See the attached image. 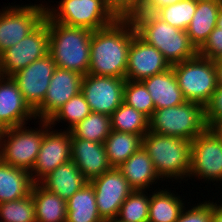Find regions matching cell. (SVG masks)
Here are the masks:
<instances>
[{
	"mask_svg": "<svg viewBox=\"0 0 222 222\" xmlns=\"http://www.w3.org/2000/svg\"><path fill=\"white\" fill-rule=\"evenodd\" d=\"M222 2H197V9L186 30L191 43L198 50L216 27L217 16Z\"/></svg>",
	"mask_w": 222,
	"mask_h": 222,
	"instance_id": "obj_25",
	"label": "cell"
},
{
	"mask_svg": "<svg viewBox=\"0 0 222 222\" xmlns=\"http://www.w3.org/2000/svg\"><path fill=\"white\" fill-rule=\"evenodd\" d=\"M36 120L34 111L24 100L12 77L0 75V123L5 129L26 125Z\"/></svg>",
	"mask_w": 222,
	"mask_h": 222,
	"instance_id": "obj_18",
	"label": "cell"
},
{
	"mask_svg": "<svg viewBox=\"0 0 222 222\" xmlns=\"http://www.w3.org/2000/svg\"><path fill=\"white\" fill-rule=\"evenodd\" d=\"M30 173L0 159V203L22 199L31 192Z\"/></svg>",
	"mask_w": 222,
	"mask_h": 222,
	"instance_id": "obj_23",
	"label": "cell"
},
{
	"mask_svg": "<svg viewBox=\"0 0 222 222\" xmlns=\"http://www.w3.org/2000/svg\"><path fill=\"white\" fill-rule=\"evenodd\" d=\"M103 222H123V221L119 220V219L116 217V218H111V219L104 220Z\"/></svg>",
	"mask_w": 222,
	"mask_h": 222,
	"instance_id": "obj_46",
	"label": "cell"
},
{
	"mask_svg": "<svg viewBox=\"0 0 222 222\" xmlns=\"http://www.w3.org/2000/svg\"><path fill=\"white\" fill-rule=\"evenodd\" d=\"M56 8L46 7V14L57 23L98 30L112 24L118 16L106 0H61Z\"/></svg>",
	"mask_w": 222,
	"mask_h": 222,
	"instance_id": "obj_7",
	"label": "cell"
},
{
	"mask_svg": "<svg viewBox=\"0 0 222 222\" xmlns=\"http://www.w3.org/2000/svg\"><path fill=\"white\" fill-rule=\"evenodd\" d=\"M210 222H222V204L213 203V214Z\"/></svg>",
	"mask_w": 222,
	"mask_h": 222,
	"instance_id": "obj_41",
	"label": "cell"
},
{
	"mask_svg": "<svg viewBox=\"0 0 222 222\" xmlns=\"http://www.w3.org/2000/svg\"><path fill=\"white\" fill-rule=\"evenodd\" d=\"M179 1L182 0H142L138 10L133 14H155L161 8Z\"/></svg>",
	"mask_w": 222,
	"mask_h": 222,
	"instance_id": "obj_40",
	"label": "cell"
},
{
	"mask_svg": "<svg viewBox=\"0 0 222 222\" xmlns=\"http://www.w3.org/2000/svg\"><path fill=\"white\" fill-rule=\"evenodd\" d=\"M142 138L141 135L111 130L110 135L104 142L108 162L111 167H119L138 151L142 147Z\"/></svg>",
	"mask_w": 222,
	"mask_h": 222,
	"instance_id": "obj_28",
	"label": "cell"
},
{
	"mask_svg": "<svg viewBox=\"0 0 222 222\" xmlns=\"http://www.w3.org/2000/svg\"><path fill=\"white\" fill-rule=\"evenodd\" d=\"M5 128L3 127V125L0 123V141H1V139H2V137H3V135H4V132H5Z\"/></svg>",
	"mask_w": 222,
	"mask_h": 222,
	"instance_id": "obj_45",
	"label": "cell"
},
{
	"mask_svg": "<svg viewBox=\"0 0 222 222\" xmlns=\"http://www.w3.org/2000/svg\"><path fill=\"white\" fill-rule=\"evenodd\" d=\"M191 176L222 181V141L209 127L191 141Z\"/></svg>",
	"mask_w": 222,
	"mask_h": 222,
	"instance_id": "obj_11",
	"label": "cell"
},
{
	"mask_svg": "<svg viewBox=\"0 0 222 222\" xmlns=\"http://www.w3.org/2000/svg\"><path fill=\"white\" fill-rule=\"evenodd\" d=\"M136 29L129 17L92 32L88 74L125 78L128 51Z\"/></svg>",
	"mask_w": 222,
	"mask_h": 222,
	"instance_id": "obj_1",
	"label": "cell"
},
{
	"mask_svg": "<svg viewBox=\"0 0 222 222\" xmlns=\"http://www.w3.org/2000/svg\"><path fill=\"white\" fill-rule=\"evenodd\" d=\"M147 194L146 190H133L122 203L117 218L123 222H148L150 194Z\"/></svg>",
	"mask_w": 222,
	"mask_h": 222,
	"instance_id": "obj_31",
	"label": "cell"
},
{
	"mask_svg": "<svg viewBox=\"0 0 222 222\" xmlns=\"http://www.w3.org/2000/svg\"><path fill=\"white\" fill-rule=\"evenodd\" d=\"M66 222H103L100 217L95 191L88 182L66 201Z\"/></svg>",
	"mask_w": 222,
	"mask_h": 222,
	"instance_id": "obj_26",
	"label": "cell"
},
{
	"mask_svg": "<svg viewBox=\"0 0 222 222\" xmlns=\"http://www.w3.org/2000/svg\"><path fill=\"white\" fill-rule=\"evenodd\" d=\"M214 66L216 69L217 86H222V59L215 60Z\"/></svg>",
	"mask_w": 222,
	"mask_h": 222,
	"instance_id": "obj_43",
	"label": "cell"
},
{
	"mask_svg": "<svg viewBox=\"0 0 222 222\" xmlns=\"http://www.w3.org/2000/svg\"><path fill=\"white\" fill-rule=\"evenodd\" d=\"M71 160L88 182L112 168L104 143L79 138H71Z\"/></svg>",
	"mask_w": 222,
	"mask_h": 222,
	"instance_id": "obj_19",
	"label": "cell"
},
{
	"mask_svg": "<svg viewBox=\"0 0 222 222\" xmlns=\"http://www.w3.org/2000/svg\"><path fill=\"white\" fill-rule=\"evenodd\" d=\"M125 82V78L86 74L82 78L81 93L91 112L111 116L123 103Z\"/></svg>",
	"mask_w": 222,
	"mask_h": 222,
	"instance_id": "obj_12",
	"label": "cell"
},
{
	"mask_svg": "<svg viewBox=\"0 0 222 222\" xmlns=\"http://www.w3.org/2000/svg\"><path fill=\"white\" fill-rule=\"evenodd\" d=\"M169 68L171 65L156 47L147 44L137 34L133 37L128 51L126 80L142 81Z\"/></svg>",
	"mask_w": 222,
	"mask_h": 222,
	"instance_id": "obj_16",
	"label": "cell"
},
{
	"mask_svg": "<svg viewBox=\"0 0 222 222\" xmlns=\"http://www.w3.org/2000/svg\"><path fill=\"white\" fill-rule=\"evenodd\" d=\"M69 131L71 133V138L104 143L111 132L110 116L91 112L85 119L77 123Z\"/></svg>",
	"mask_w": 222,
	"mask_h": 222,
	"instance_id": "obj_30",
	"label": "cell"
},
{
	"mask_svg": "<svg viewBox=\"0 0 222 222\" xmlns=\"http://www.w3.org/2000/svg\"><path fill=\"white\" fill-rule=\"evenodd\" d=\"M207 128L205 107L195 102L157 109L149 118V131L190 141Z\"/></svg>",
	"mask_w": 222,
	"mask_h": 222,
	"instance_id": "obj_5",
	"label": "cell"
},
{
	"mask_svg": "<svg viewBox=\"0 0 222 222\" xmlns=\"http://www.w3.org/2000/svg\"><path fill=\"white\" fill-rule=\"evenodd\" d=\"M150 195L148 222H176L185 207L180 195L166 189H156Z\"/></svg>",
	"mask_w": 222,
	"mask_h": 222,
	"instance_id": "obj_27",
	"label": "cell"
},
{
	"mask_svg": "<svg viewBox=\"0 0 222 222\" xmlns=\"http://www.w3.org/2000/svg\"><path fill=\"white\" fill-rule=\"evenodd\" d=\"M210 130L214 132L222 141V118L215 120L210 126Z\"/></svg>",
	"mask_w": 222,
	"mask_h": 222,
	"instance_id": "obj_42",
	"label": "cell"
},
{
	"mask_svg": "<svg viewBox=\"0 0 222 222\" xmlns=\"http://www.w3.org/2000/svg\"><path fill=\"white\" fill-rule=\"evenodd\" d=\"M47 54H49V31L47 22L43 20L24 39L0 55V75L11 77Z\"/></svg>",
	"mask_w": 222,
	"mask_h": 222,
	"instance_id": "obj_9",
	"label": "cell"
},
{
	"mask_svg": "<svg viewBox=\"0 0 222 222\" xmlns=\"http://www.w3.org/2000/svg\"><path fill=\"white\" fill-rule=\"evenodd\" d=\"M148 90L155 110L181 105L186 99L171 68L141 81Z\"/></svg>",
	"mask_w": 222,
	"mask_h": 222,
	"instance_id": "obj_20",
	"label": "cell"
},
{
	"mask_svg": "<svg viewBox=\"0 0 222 222\" xmlns=\"http://www.w3.org/2000/svg\"><path fill=\"white\" fill-rule=\"evenodd\" d=\"M191 209L184 207L176 222H210L213 214V202L204 201ZM186 210V211H185ZM185 211V212H184Z\"/></svg>",
	"mask_w": 222,
	"mask_h": 222,
	"instance_id": "obj_36",
	"label": "cell"
},
{
	"mask_svg": "<svg viewBox=\"0 0 222 222\" xmlns=\"http://www.w3.org/2000/svg\"><path fill=\"white\" fill-rule=\"evenodd\" d=\"M38 122H41L42 126L39 130L27 129L25 125L5 130L0 141V159L4 163L31 172L41 148L45 129L50 125L45 120Z\"/></svg>",
	"mask_w": 222,
	"mask_h": 222,
	"instance_id": "obj_8",
	"label": "cell"
},
{
	"mask_svg": "<svg viewBox=\"0 0 222 222\" xmlns=\"http://www.w3.org/2000/svg\"><path fill=\"white\" fill-rule=\"evenodd\" d=\"M198 54L212 61L222 59V29L215 27L198 49Z\"/></svg>",
	"mask_w": 222,
	"mask_h": 222,
	"instance_id": "obj_37",
	"label": "cell"
},
{
	"mask_svg": "<svg viewBox=\"0 0 222 222\" xmlns=\"http://www.w3.org/2000/svg\"><path fill=\"white\" fill-rule=\"evenodd\" d=\"M30 193L35 205L36 222H66V200L49 192L39 183H33Z\"/></svg>",
	"mask_w": 222,
	"mask_h": 222,
	"instance_id": "obj_24",
	"label": "cell"
},
{
	"mask_svg": "<svg viewBox=\"0 0 222 222\" xmlns=\"http://www.w3.org/2000/svg\"><path fill=\"white\" fill-rule=\"evenodd\" d=\"M171 67L186 101L205 107L217 88L214 61L197 54Z\"/></svg>",
	"mask_w": 222,
	"mask_h": 222,
	"instance_id": "obj_6",
	"label": "cell"
},
{
	"mask_svg": "<svg viewBox=\"0 0 222 222\" xmlns=\"http://www.w3.org/2000/svg\"><path fill=\"white\" fill-rule=\"evenodd\" d=\"M0 219V222H36L31 193L22 199L0 203Z\"/></svg>",
	"mask_w": 222,
	"mask_h": 222,
	"instance_id": "obj_34",
	"label": "cell"
},
{
	"mask_svg": "<svg viewBox=\"0 0 222 222\" xmlns=\"http://www.w3.org/2000/svg\"><path fill=\"white\" fill-rule=\"evenodd\" d=\"M123 103L142 112L148 118L155 111L152 98L141 81L126 80L123 89Z\"/></svg>",
	"mask_w": 222,
	"mask_h": 222,
	"instance_id": "obj_35",
	"label": "cell"
},
{
	"mask_svg": "<svg viewBox=\"0 0 222 222\" xmlns=\"http://www.w3.org/2000/svg\"><path fill=\"white\" fill-rule=\"evenodd\" d=\"M111 130L142 137L149 131V118L133 107L122 103L110 116Z\"/></svg>",
	"mask_w": 222,
	"mask_h": 222,
	"instance_id": "obj_29",
	"label": "cell"
},
{
	"mask_svg": "<svg viewBox=\"0 0 222 222\" xmlns=\"http://www.w3.org/2000/svg\"><path fill=\"white\" fill-rule=\"evenodd\" d=\"M7 8V9H6ZM46 15V5L5 7L0 11V55L32 32Z\"/></svg>",
	"mask_w": 222,
	"mask_h": 222,
	"instance_id": "obj_10",
	"label": "cell"
},
{
	"mask_svg": "<svg viewBox=\"0 0 222 222\" xmlns=\"http://www.w3.org/2000/svg\"><path fill=\"white\" fill-rule=\"evenodd\" d=\"M194 2H203V1H213V2H222V0H193Z\"/></svg>",
	"mask_w": 222,
	"mask_h": 222,
	"instance_id": "obj_47",
	"label": "cell"
},
{
	"mask_svg": "<svg viewBox=\"0 0 222 222\" xmlns=\"http://www.w3.org/2000/svg\"><path fill=\"white\" fill-rule=\"evenodd\" d=\"M89 183L95 191L97 209L103 220L116 218L122 203L133 192L117 168H111Z\"/></svg>",
	"mask_w": 222,
	"mask_h": 222,
	"instance_id": "obj_14",
	"label": "cell"
},
{
	"mask_svg": "<svg viewBox=\"0 0 222 222\" xmlns=\"http://www.w3.org/2000/svg\"><path fill=\"white\" fill-rule=\"evenodd\" d=\"M216 27L222 29V5H221L219 12H218Z\"/></svg>",
	"mask_w": 222,
	"mask_h": 222,
	"instance_id": "obj_44",
	"label": "cell"
},
{
	"mask_svg": "<svg viewBox=\"0 0 222 222\" xmlns=\"http://www.w3.org/2000/svg\"><path fill=\"white\" fill-rule=\"evenodd\" d=\"M196 9L197 2L193 0H182L161 8L155 14L169 25L186 31Z\"/></svg>",
	"mask_w": 222,
	"mask_h": 222,
	"instance_id": "obj_33",
	"label": "cell"
},
{
	"mask_svg": "<svg viewBox=\"0 0 222 222\" xmlns=\"http://www.w3.org/2000/svg\"><path fill=\"white\" fill-rule=\"evenodd\" d=\"M129 18L137 35L156 47L170 65L187 61L198 54L185 30L169 25L156 14H132Z\"/></svg>",
	"mask_w": 222,
	"mask_h": 222,
	"instance_id": "obj_3",
	"label": "cell"
},
{
	"mask_svg": "<svg viewBox=\"0 0 222 222\" xmlns=\"http://www.w3.org/2000/svg\"><path fill=\"white\" fill-rule=\"evenodd\" d=\"M141 2L142 0H106L118 17H130L138 10Z\"/></svg>",
	"mask_w": 222,
	"mask_h": 222,
	"instance_id": "obj_39",
	"label": "cell"
},
{
	"mask_svg": "<svg viewBox=\"0 0 222 222\" xmlns=\"http://www.w3.org/2000/svg\"><path fill=\"white\" fill-rule=\"evenodd\" d=\"M91 113L89 104L83 94L79 92L69 99L55 114L48 120L49 124L55 125L60 121H67L69 124L68 130L74 127L77 123L85 119ZM58 121V123H56Z\"/></svg>",
	"mask_w": 222,
	"mask_h": 222,
	"instance_id": "obj_32",
	"label": "cell"
},
{
	"mask_svg": "<svg viewBox=\"0 0 222 222\" xmlns=\"http://www.w3.org/2000/svg\"><path fill=\"white\" fill-rule=\"evenodd\" d=\"M56 68L51 55L47 54L11 76L33 111L42 104Z\"/></svg>",
	"mask_w": 222,
	"mask_h": 222,
	"instance_id": "obj_13",
	"label": "cell"
},
{
	"mask_svg": "<svg viewBox=\"0 0 222 222\" xmlns=\"http://www.w3.org/2000/svg\"><path fill=\"white\" fill-rule=\"evenodd\" d=\"M86 183L88 181L72 160L61 164L39 182L49 192L57 194L66 201Z\"/></svg>",
	"mask_w": 222,
	"mask_h": 222,
	"instance_id": "obj_21",
	"label": "cell"
},
{
	"mask_svg": "<svg viewBox=\"0 0 222 222\" xmlns=\"http://www.w3.org/2000/svg\"><path fill=\"white\" fill-rule=\"evenodd\" d=\"M205 118L208 127L222 118V86H217L209 103L205 106Z\"/></svg>",
	"mask_w": 222,
	"mask_h": 222,
	"instance_id": "obj_38",
	"label": "cell"
},
{
	"mask_svg": "<svg viewBox=\"0 0 222 222\" xmlns=\"http://www.w3.org/2000/svg\"><path fill=\"white\" fill-rule=\"evenodd\" d=\"M44 20L49 31V54L56 66L83 76L88 74L93 31L54 22L47 14Z\"/></svg>",
	"mask_w": 222,
	"mask_h": 222,
	"instance_id": "obj_2",
	"label": "cell"
},
{
	"mask_svg": "<svg viewBox=\"0 0 222 222\" xmlns=\"http://www.w3.org/2000/svg\"><path fill=\"white\" fill-rule=\"evenodd\" d=\"M83 75L56 68L42 104L34 111L37 119L48 121L69 99L81 92Z\"/></svg>",
	"mask_w": 222,
	"mask_h": 222,
	"instance_id": "obj_17",
	"label": "cell"
},
{
	"mask_svg": "<svg viewBox=\"0 0 222 222\" xmlns=\"http://www.w3.org/2000/svg\"><path fill=\"white\" fill-rule=\"evenodd\" d=\"M52 127L49 125L45 129L40 151L30 172L33 183H39L51 171L71 160L70 131H53Z\"/></svg>",
	"mask_w": 222,
	"mask_h": 222,
	"instance_id": "obj_15",
	"label": "cell"
},
{
	"mask_svg": "<svg viewBox=\"0 0 222 222\" xmlns=\"http://www.w3.org/2000/svg\"><path fill=\"white\" fill-rule=\"evenodd\" d=\"M117 169L126 178L133 190H147L151 188L150 185L162 180L159 179L160 177L155 170L154 164L143 147L131 155Z\"/></svg>",
	"mask_w": 222,
	"mask_h": 222,
	"instance_id": "obj_22",
	"label": "cell"
},
{
	"mask_svg": "<svg viewBox=\"0 0 222 222\" xmlns=\"http://www.w3.org/2000/svg\"><path fill=\"white\" fill-rule=\"evenodd\" d=\"M142 147L149 154L155 170L163 180L188 177L191 165V141L148 131Z\"/></svg>",
	"mask_w": 222,
	"mask_h": 222,
	"instance_id": "obj_4",
	"label": "cell"
}]
</instances>
